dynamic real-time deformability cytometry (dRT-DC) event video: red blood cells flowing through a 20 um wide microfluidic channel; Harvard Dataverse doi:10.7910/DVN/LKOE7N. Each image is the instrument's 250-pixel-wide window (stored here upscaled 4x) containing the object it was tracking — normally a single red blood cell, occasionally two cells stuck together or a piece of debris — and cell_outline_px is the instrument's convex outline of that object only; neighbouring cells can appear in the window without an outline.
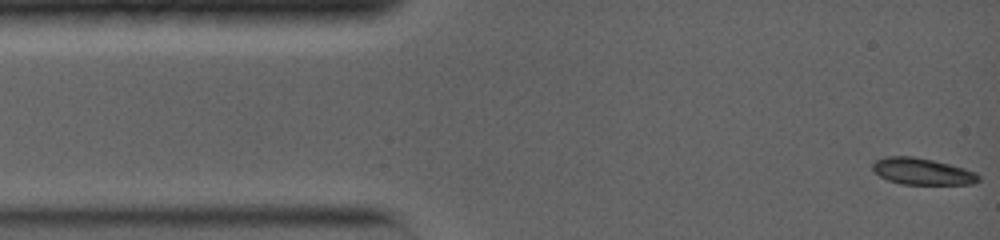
{"species": "common noctule bat (a hibernating species)", "species_latin": "Nyctalus noctula", "temperature_condition": "warm", "stored_images_in_passage": 34, "camera_frame_rate_fps": 5000, "um_per_image_px": 0.085, "animal": {"sex": "female", "body_mass_g": 19.0, "forearm_length_mm": 56.7}, "frame": {"image": 1, "passage_image": 1, "time_ms": 0.0, "image_size_px": [1000, 240], "cell_outline_px": [[980, 180], [972, 184], [900, 184], [888, 180], [880, 176], [872, 168], [872, 164], [876, 160], [888, 156], [912, 156], [932, 160], [964, 168], [976, 172], [980, 176]], "centroid_in_image_um": [78.4, 14.57], "position_along_channel_um": 6.6, "area_um2": 16.3}}
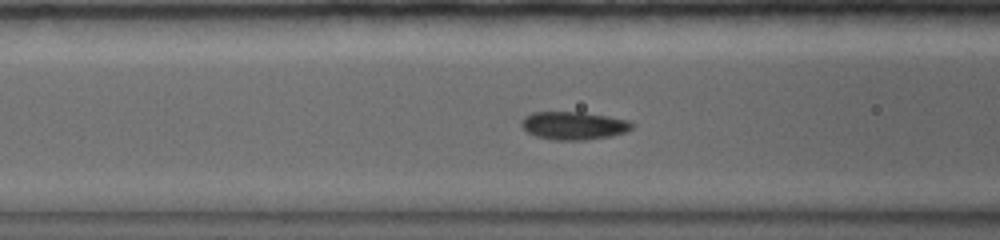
{"frame": {"image": 2, "passage_image": 14, "time_ms": 4.8, "image_size_px": [1000, 240], "cell_outline_px": [[632, 128], [624, 132], [608, 136], [584, 140], [552, 140], [536, 136], [528, 132], [520, 124], [520, 120], [524, 116], [532, 112], [584, 112], [608, 116], [628, 120], [632, 124]], "centroid_in_image_um": [48.71, 10.67], "position_along_channel_um": 117.9, "area_um2": 17.98}}
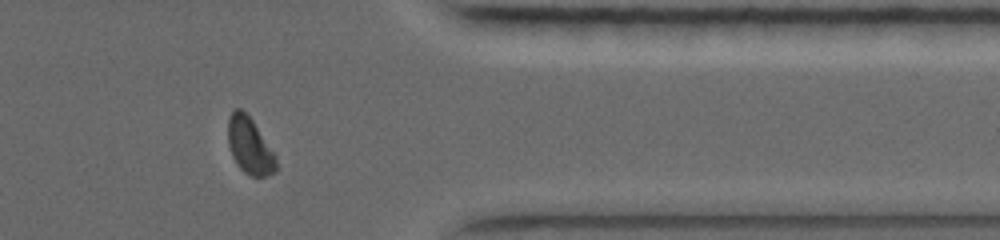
{"frame": {"image": 3, "passage_image": 31, "time_ms": 12.0, "image_size_px": [1000, 240], "cell_outline_px": [[276, 172], [264, 176], [252, 176], [244, 172], [236, 164], [232, 156], [228, 144], [228, 116], [236, 108], [240, 108], [252, 120], [276, 156]], "centroid_in_image_um": [21.2, 12.4], "position_along_channel_um": 390.2, "area_um2": 15.66}, "authors_computed_cell_mechanics": {"area_um2": 17.3978, "velocity_mm_per_s": 3.9258, "shape_relaxation_time_tau1_ms": 4.3919, "shape_relaxation_time_tau2_ms": 0.8015, "deformation_change_tau1": 0.1519, "deformation_change_tau2": 0.0336}}